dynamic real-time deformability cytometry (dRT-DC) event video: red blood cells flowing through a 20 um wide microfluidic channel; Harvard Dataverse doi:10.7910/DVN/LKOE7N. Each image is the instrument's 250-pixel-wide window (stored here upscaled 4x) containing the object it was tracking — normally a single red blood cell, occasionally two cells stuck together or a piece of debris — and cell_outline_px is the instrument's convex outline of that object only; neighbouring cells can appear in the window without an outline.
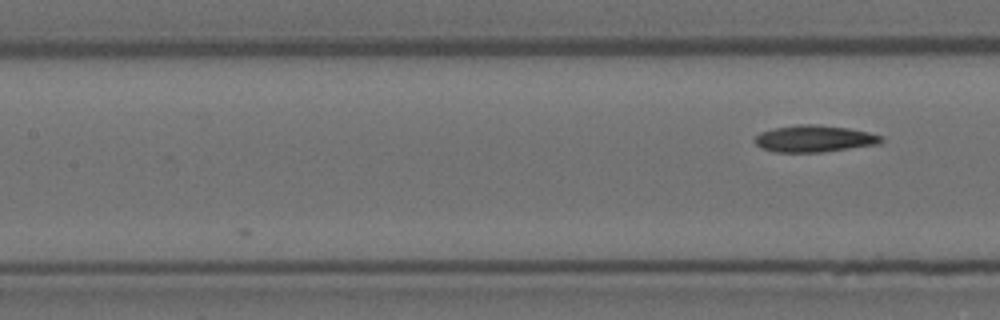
{"species": "Egyptian fruit bat (a non-hibernating species)", "species_latin": "Rousettus aegyptiacus", "temperature_condition": "room temperature", "stored_images_in_passage": 7, "camera_frame_rate_fps": 3000, "um_per_image_px": 0.085, "animal": {"sex": "female"}, "frame": {"image": 1, "passage_image": 7, "time_ms": 2.0, "image_size_px": [1000, 320], "cell_outline_px": [[884, 140], [880, 144], [820, 152], [776, 152], [760, 148], [752, 140], [760, 132], [772, 128], [796, 124], [812, 124], [848, 128], [868, 132], [884, 136]], "centroid_in_image_um": [69.19, 11.78], "position_along_channel_um": 138.2, "area_um2": 19.88}}